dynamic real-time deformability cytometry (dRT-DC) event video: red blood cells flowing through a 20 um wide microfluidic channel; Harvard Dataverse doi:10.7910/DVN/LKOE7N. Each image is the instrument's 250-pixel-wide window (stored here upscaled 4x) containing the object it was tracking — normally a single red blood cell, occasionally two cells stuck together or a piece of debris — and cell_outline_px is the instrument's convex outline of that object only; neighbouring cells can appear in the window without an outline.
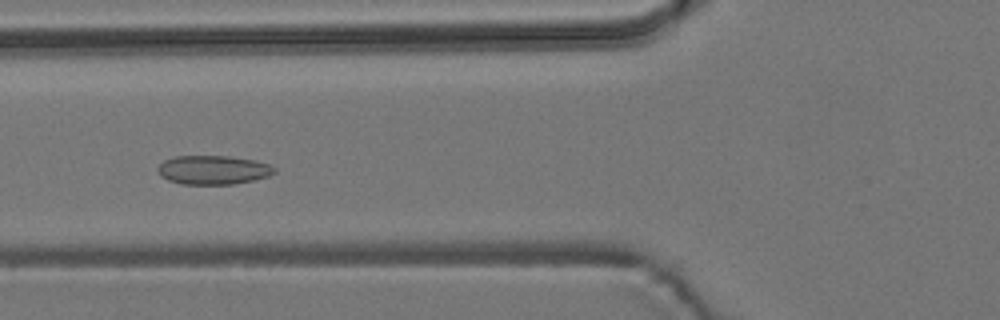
{"species": "common noctule bat (a hibernating species)", "species_latin": "Nyctalus noctula", "temperature_condition": "room temperature", "stored_images_in_passage": 6, "camera_frame_rate_fps": 3000, "um_per_image_px": 0.085, "animal": {"sex": "male", "body_mass_g": 19.2, "forearm_length_mm": 51.8}, "frame": {"image": 1, "passage_image": 4, "time_ms": 3.333, "image_size_px": [1000, 320], "cell_outline_px": [[276, 172], [268, 176], [252, 180], [232, 184], [180, 184], [168, 180], [160, 176], [156, 168], [164, 160], [176, 156], [228, 156], [256, 160], [268, 164], [276, 168]], "centroid_in_image_um": [18.1, 14.44], "position_along_channel_um": 107.7, "area_um2": 19.71}}
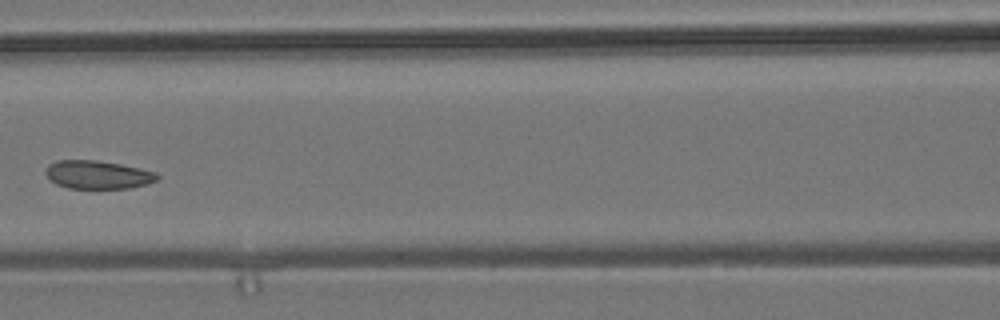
{"frame": {"image": 2, "passage_image": 5, "time_ms": 4.667, "image_size_px": [1000, 320], "cell_outline_px": [[160, 176], [156, 180], [148, 184], [128, 188], [68, 188], [56, 184], [48, 180], [44, 172], [48, 164], [56, 160], [96, 160], [120, 164], [140, 168], [156, 172]], "centroid_in_image_um": [8.27, 14.84], "position_along_channel_um": 158.3, "area_um2": 18.55}}
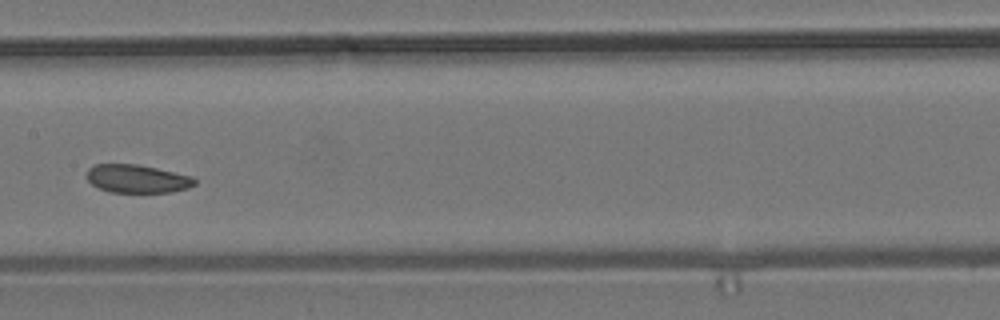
{"frame": {"image": 3, "passage_image": 6, "time_ms": 5.667, "image_size_px": [1000, 320], "cell_outline_px": [[196, 184], [188, 188], [172, 192], [108, 192], [92, 184], [88, 180], [88, 168], [96, 164], [136, 164], [156, 168], [192, 176], [196, 180]], "centroid_in_image_um": [11.68, 15.2], "position_along_channel_um": 195.7, "area_um2": 17.63}}